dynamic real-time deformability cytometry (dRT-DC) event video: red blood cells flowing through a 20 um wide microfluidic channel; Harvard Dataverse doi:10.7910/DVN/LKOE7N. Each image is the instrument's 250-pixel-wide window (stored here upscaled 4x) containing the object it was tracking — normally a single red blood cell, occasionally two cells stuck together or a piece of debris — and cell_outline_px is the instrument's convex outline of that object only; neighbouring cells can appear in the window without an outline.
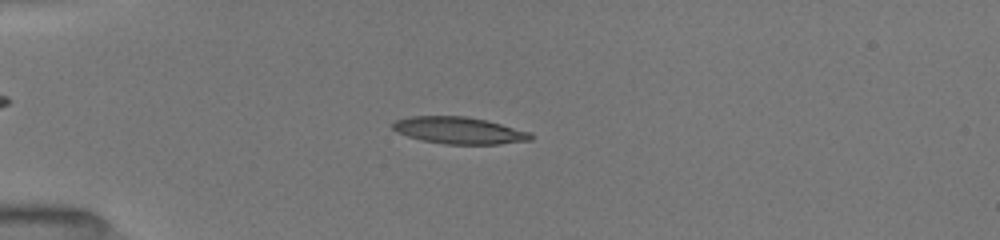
{"species": "common noctule bat (a hibernating species)", "species_latin": "Nyctalus noctula", "temperature_condition": "room temperature", "stored_images_in_passage": 48, "camera_frame_rate_fps": 3000, "um_per_image_px": 0.085, "animal": {"sex": "female", "body_mass_g": 19.5, "forearm_length_mm": 54.1}, "frame": {"image": 1, "passage_image": 11, "time_ms": 3.333, "image_size_px": [1000, 240], "cell_outline_px": [[532, 140], [500, 144], [444, 144], [424, 140], [408, 136], [396, 132], [392, 128], [392, 124], [396, 120], [412, 116], [464, 116], [484, 120], [532, 132]], "centroid_in_image_um": [39.03, 11.09], "position_along_channel_um": 46.0, "area_um2": 21.44}}
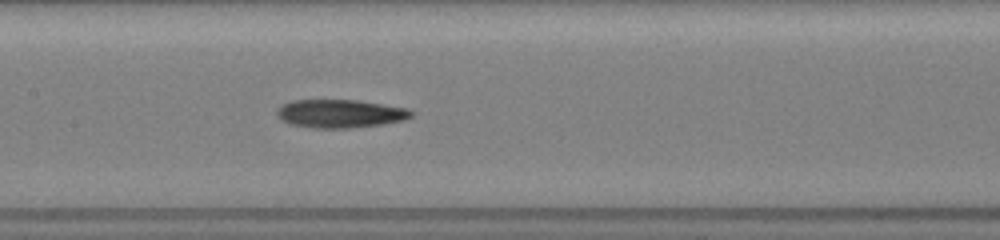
{"frame": {"image": 2, "passage_image": 23, "time_ms": 7.333, "image_size_px": [1000, 240], "cell_outline_px": [[412, 116], [404, 120], [384, 124], [352, 128], [312, 128], [288, 124], [276, 112], [284, 104], [292, 100], [356, 100], [408, 108], [412, 112]], "centroid_in_image_um": [28.95, 9.66], "position_along_channel_um": 178.5, "area_um2": 22.02}}
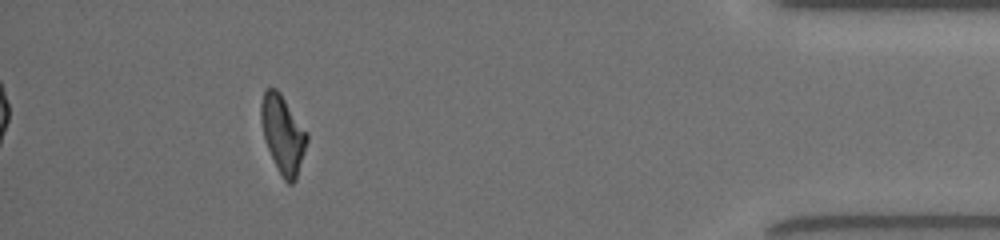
{"frame": {"image": 3, "passage_image": 44, "time_ms": 14.333, "image_size_px": [1000, 240], "cell_outline_px": [[308, 140], [296, 180], [292, 184], [288, 184], [284, 180], [264, 140], [260, 120], [260, 104], [264, 92], [268, 88], [276, 88], [280, 92], [308, 132]], "centroid_in_image_um": [24.05, 11.38], "position_along_channel_um": 411.2, "area_um2": 20.81}, "authors_computed_cell_mechanics": {"area_um2": 21.5594, "velocity_mm_per_s": 4.0212, "shape_relaxation_time_tau1_ms": null, "shape_relaxation_time_tau2_ms": 2.4711, "deformation_change_tau1": null, "deformation_change_tau2": 0.111}}